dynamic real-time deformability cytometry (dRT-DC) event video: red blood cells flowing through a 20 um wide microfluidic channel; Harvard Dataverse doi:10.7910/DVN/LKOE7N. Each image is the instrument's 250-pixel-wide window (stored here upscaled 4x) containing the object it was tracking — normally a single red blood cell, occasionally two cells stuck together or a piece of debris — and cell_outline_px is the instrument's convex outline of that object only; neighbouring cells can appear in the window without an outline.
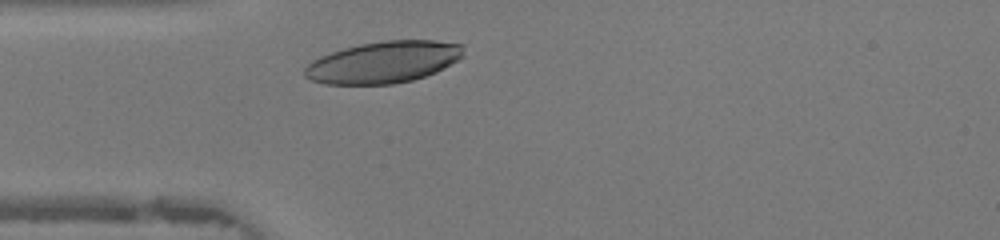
{"species": "human", "species_latin": "Homo sapiens", "temperature_condition": "warm", "stored_images_in_passage": 28, "camera_frame_rate_fps": 3000, "um_per_image_px": 0.085, "donor": {"sex": "female"}, "frame": {"image": 1, "passage_image": 4, "time_ms": 1.0, "image_size_px": [1000, 240], "cell_outline_px": [[464, 56], [436, 72], [412, 80], [392, 84], [324, 84], [312, 80], [304, 76], [304, 68], [312, 60], [320, 56], [344, 48], [360, 44], [384, 40], [432, 40], [464, 44]], "centroid_in_image_um": [32.6, 5.28], "position_along_channel_um": 52.4, "area_um2": 38.61}}
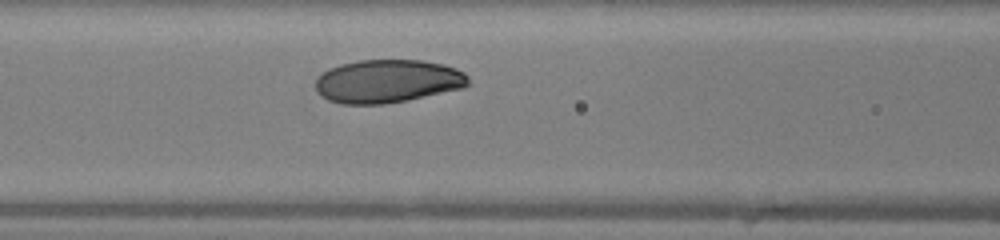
{"frame": {"image": 2, "passage_image": 10, "time_ms": 3.0, "image_size_px": [1000, 240], "cell_outline_px": [[468, 84], [464, 88], [408, 100], [384, 104], [340, 104], [328, 100], [320, 96], [316, 88], [316, 80], [328, 68], [340, 64], [360, 60], [424, 60], [444, 64], [456, 68], [464, 72], [468, 76]], "centroid_in_image_um": [32.96, 6.9], "position_along_channel_um": 133.6, "area_um2": 38.73}}
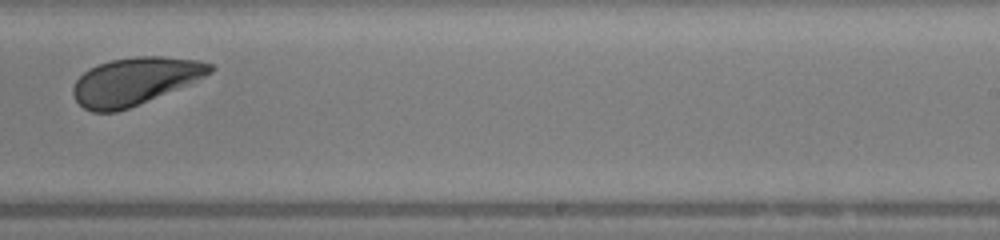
{"frame": {"image": 3, "passage_image": 20, "time_ms": 6.333, "image_size_px": [1000, 240], "cell_outline_px": [[216, 68], [212, 72], [188, 84], [128, 108], [116, 112], [92, 112], [84, 108], [76, 100], [72, 92], [72, 88], [76, 80], [84, 72], [100, 64], [112, 60], [136, 56], [160, 56], [200, 60], [212, 64]], "centroid_in_image_um": [11.47, 6.89], "position_along_channel_um": 277.5, "area_um2": 37.4}, "authors_computed_cell_mechanics": {"area_um2": 38.5815, "velocity_mm_per_s": 4.3325, "shape_relaxation_time_tau1_ms": 2.7564, "shape_relaxation_time_tau2_ms": null, "deformation_change_tau1": 0.1393, "deformation_change_tau2": null}}